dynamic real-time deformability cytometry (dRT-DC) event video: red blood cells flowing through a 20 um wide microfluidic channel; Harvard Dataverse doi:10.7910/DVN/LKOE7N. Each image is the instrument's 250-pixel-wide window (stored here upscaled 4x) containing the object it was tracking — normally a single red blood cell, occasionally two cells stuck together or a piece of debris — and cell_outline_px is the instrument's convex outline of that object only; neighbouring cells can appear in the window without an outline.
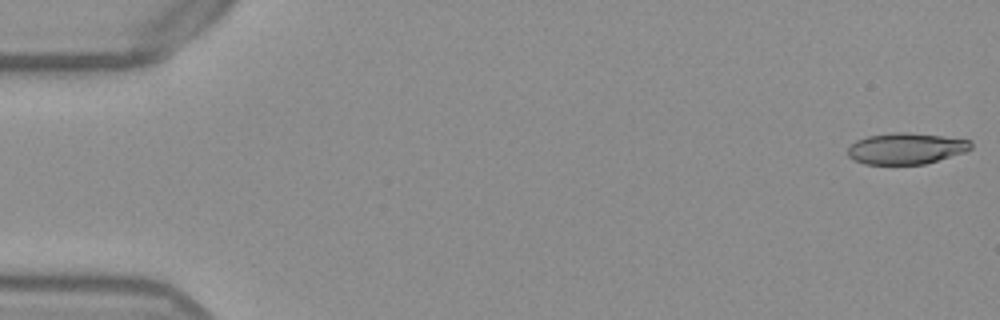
{"species": "Egyptian fruit bat (a non-hibernating species)", "species_latin": "Rousettus aegyptiacus", "temperature_condition": "warm", "stored_images_in_passage": 53, "camera_frame_rate_fps": 3000, "um_per_image_px": 0.085, "frame": {"image": 1, "passage_image": 1, "time_ms": 0.0, "image_size_px": [1000, 320], "cell_outline_px": [[972, 148], [964, 152], [924, 164], [864, 164], [852, 160], [848, 156], [848, 148], [856, 140], [868, 136], [892, 132], [908, 132], [972, 140]], "centroid_in_image_um": [76.99, 12.62], "position_along_channel_um": 8.0, "area_um2": 22.37}}
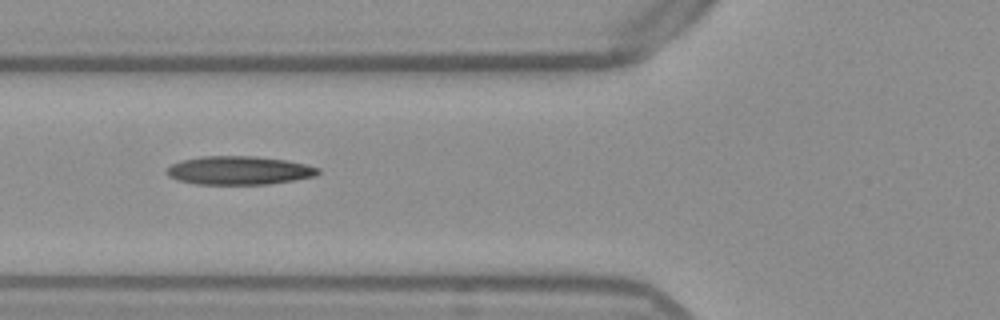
{"frame": {"image": 2, "passage_image": 20, "time_ms": 6.333, "image_size_px": [1000, 320], "cell_outline_px": [[320, 172], [316, 176], [296, 180], [268, 184], [196, 184], [176, 180], [168, 176], [164, 172], [172, 164], [180, 160], [200, 156], [256, 156], [288, 160], [320, 168]], "centroid_in_image_um": [20.31, 14.48], "position_along_channel_um": 105.5, "area_um2": 25.43}}
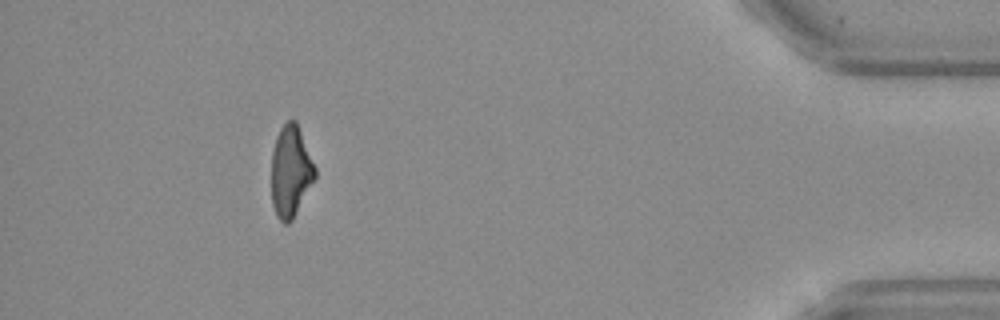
{"frame": {"image": 3, "passage_image": 48, "time_ms": 15.667, "image_size_px": [1000, 320], "cell_outline_px": [[316, 176], [292, 220], [288, 224], [284, 224], [276, 216], [272, 204], [272, 152], [276, 136], [280, 128], [288, 120], [296, 120], [316, 168]], "centroid_in_image_um": [24.7, 14.57], "position_along_channel_um": 410.5, "area_um2": 23.12}, "authors_computed_cell_mechanics": {"area_um2": 24.1026, "velocity_mm_per_s": 3.8742, "shape_relaxation_time_tau1_ms": null, "shape_relaxation_time_tau2_ms": 4.8903, "deformation_change_tau1": null, "deformation_change_tau2": 0.1741}}